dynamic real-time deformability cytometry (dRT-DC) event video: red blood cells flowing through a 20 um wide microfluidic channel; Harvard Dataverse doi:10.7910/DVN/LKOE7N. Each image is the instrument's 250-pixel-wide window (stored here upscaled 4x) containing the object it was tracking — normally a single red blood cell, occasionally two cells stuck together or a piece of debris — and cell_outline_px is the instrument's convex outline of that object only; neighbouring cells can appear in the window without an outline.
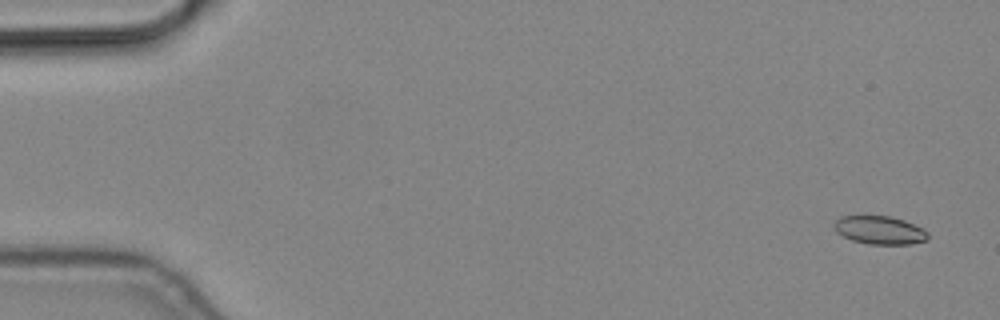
{"species": "common noctule bat (a hibernating species)", "species_latin": "Nyctalus noctula", "temperature_condition": "cold", "stored_images_in_passage": 6, "camera_frame_rate_fps": 3000, "um_per_image_px": 0.085, "animal": {"sex": "male", "body_mass_g": 19.2, "forearm_length_mm": 51.8}, "frame": {"image": 1, "passage_image": 1, "time_ms": 0.0, "image_size_px": [1000, 320], "cell_outline_px": [[928, 240], [912, 244], [868, 244], [852, 240], [836, 232], [832, 224], [840, 216], [888, 216], [904, 220], [928, 232]], "centroid_in_image_um": [74.75, 19.56], "position_along_channel_um": 10.3, "area_um2": 15.37}}
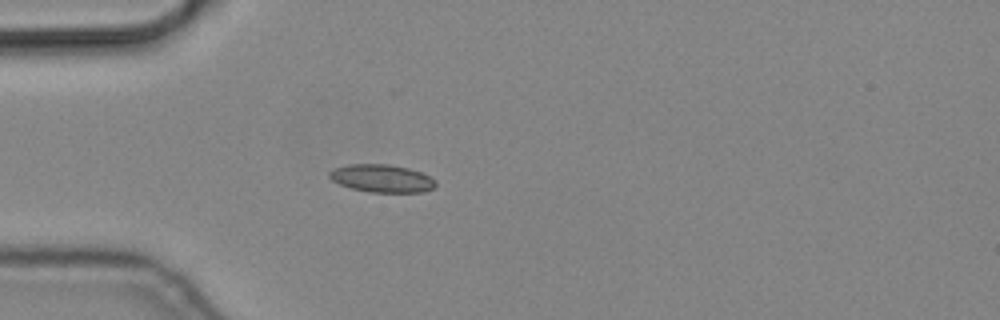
{"frame": {"image": 2, "passage_image": 5, "time_ms": 1.333, "image_size_px": [1000, 320], "cell_outline_px": [[436, 184], [432, 188], [424, 192], [368, 192], [352, 188], [340, 184], [332, 180], [328, 176], [328, 172], [336, 168], [348, 164], [388, 164], [408, 168], [420, 172], [436, 180]], "centroid_in_image_um": [32.45, 15.16], "position_along_channel_um": 52.6, "area_um2": 17.11}}